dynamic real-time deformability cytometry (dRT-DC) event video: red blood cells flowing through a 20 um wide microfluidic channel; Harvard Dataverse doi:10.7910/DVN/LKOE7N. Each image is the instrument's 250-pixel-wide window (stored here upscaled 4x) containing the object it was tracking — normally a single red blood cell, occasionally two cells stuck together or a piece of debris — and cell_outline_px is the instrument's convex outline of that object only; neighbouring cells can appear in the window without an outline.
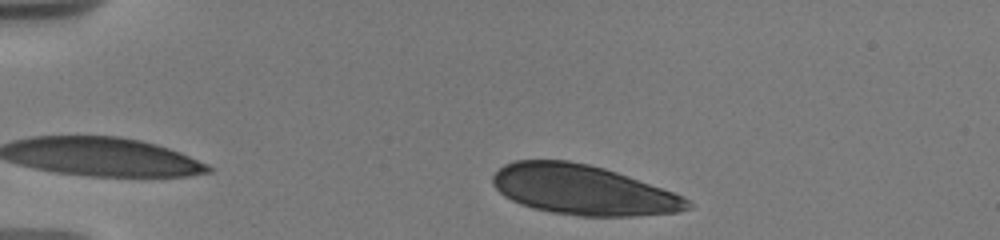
{"species": "human", "species_latin": "Homo sapiens", "temperature_condition": "warm", "stored_images_in_passage": 52, "segment_of_instrument_passage": [1, 2], "camera_frame_rate_fps": 3000, "um_per_image_px": 0.085, "donor": {"sex": "male"}, "frame": {"image": 1, "passage_image": 4, "time_ms": 0.667, "image_size_px": [1000, 240], "cell_outline_px": [[692, 208], [676, 212], [632, 216], [580, 216], [552, 212], [532, 208], [520, 204], [504, 196], [492, 184], [492, 176], [504, 164], [516, 160], [568, 160], [588, 164], [604, 168], [628, 176], [684, 196], [692, 204]], "centroid_in_image_um": [49.53, 16.14], "position_along_channel_um": 35.5, "area_um2": 56.41}}